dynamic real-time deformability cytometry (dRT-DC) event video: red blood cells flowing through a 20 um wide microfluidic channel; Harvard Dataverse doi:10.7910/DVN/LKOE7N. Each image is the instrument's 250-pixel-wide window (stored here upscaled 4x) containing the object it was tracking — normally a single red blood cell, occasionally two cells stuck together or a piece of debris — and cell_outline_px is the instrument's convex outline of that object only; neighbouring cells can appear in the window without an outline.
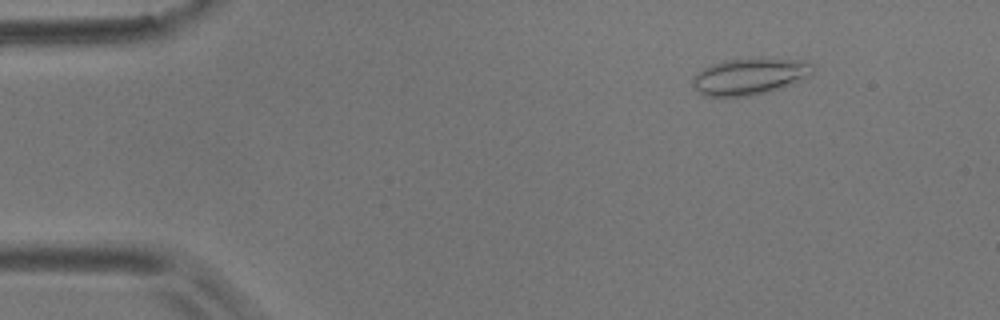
{"species": "common noctule bat (a hibernating species)", "species_latin": "Nyctalus noctula", "temperature_condition": "room temperature", "stored_images_in_passage": 17, "camera_frame_rate_fps": 3000, "um_per_image_px": 0.085, "animal": {"sex": "male", "body_mass_g": 17.9}, "frame": {"image": 1, "passage_image": 7, "time_ms": 2.0, "image_size_px": [1000, 320], "cell_outline_px": [[816, 68], [808, 76], [792, 84], [768, 92], [748, 96], [704, 96], [692, 84], [692, 76], [696, 72], [712, 64], [724, 60], [800, 60], [812, 64]], "centroid_in_image_um": [63.68, 6.52], "position_along_channel_um": 21.3, "area_um2": 24.97}}